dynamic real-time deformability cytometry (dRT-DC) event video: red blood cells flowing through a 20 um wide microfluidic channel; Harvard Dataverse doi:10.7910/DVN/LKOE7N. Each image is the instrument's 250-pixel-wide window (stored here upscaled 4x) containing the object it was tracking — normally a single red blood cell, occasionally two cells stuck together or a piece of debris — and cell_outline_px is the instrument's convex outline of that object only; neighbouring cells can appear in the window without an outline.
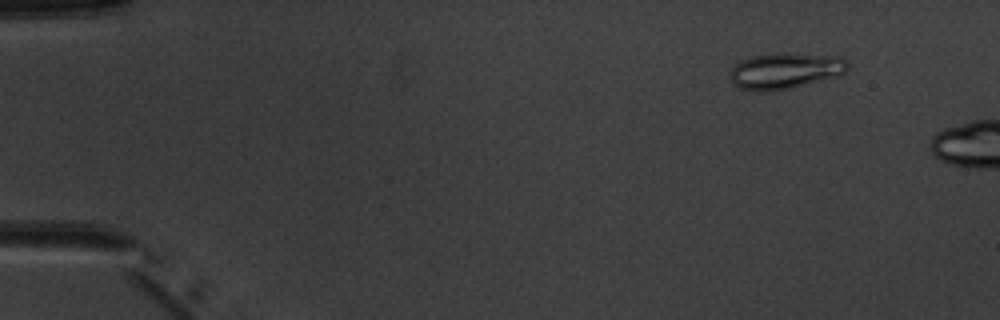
{"species": "common noctule bat (a hibernating species)", "species_latin": "Nyctalus noctula", "temperature_condition": "warm", "stored_images_in_passage": 3, "camera_frame_rate_fps": 3000, "um_per_image_px": 0.085, "animal": {"sex": "male", "body_mass_g": 20.1, "forearm_length_mm": 53.5}, "frame": {"image": 1, "passage_image": 2, "time_ms": 1.0, "image_size_px": [1000, 320], "cell_outline_px": [[848, 68], [840, 76], [788, 88], [768, 92], [760, 92], [740, 88], [732, 84], [728, 76], [732, 68], [740, 60], [752, 56], [776, 52], [788, 52], [840, 56], [848, 64]], "centroid_in_image_um": [66.71, 6.0], "position_along_channel_um": 18.3, "area_um2": 25.14}}